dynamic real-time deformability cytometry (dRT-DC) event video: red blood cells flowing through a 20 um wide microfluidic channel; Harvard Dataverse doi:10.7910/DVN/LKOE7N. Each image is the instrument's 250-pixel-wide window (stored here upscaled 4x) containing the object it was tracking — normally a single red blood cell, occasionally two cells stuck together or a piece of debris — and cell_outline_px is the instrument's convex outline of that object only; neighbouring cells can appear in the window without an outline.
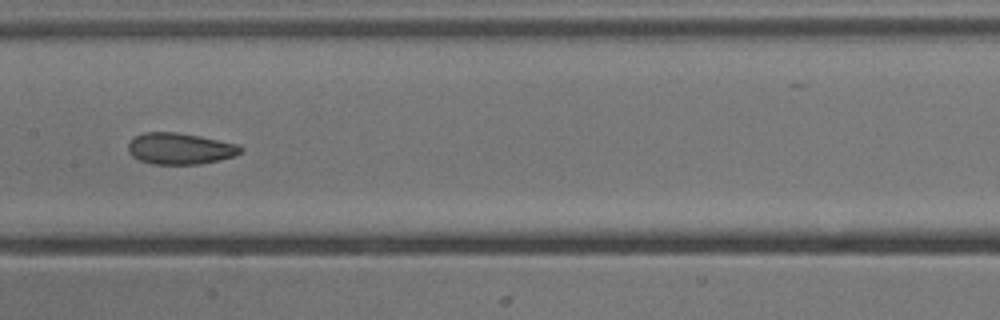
{"species": "common noctule bat (a hibernating species)", "species_latin": "Nyctalus noctula", "temperature_condition": "cold", "stored_images_in_passage": 10, "camera_frame_rate_fps": 3000, "um_per_image_px": 0.085, "animal": {"sex": "male", "body_mass_g": 13.3}, "frame": {"image": 1, "passage_image": 9, "time_ms": 9.333, "image_size_px": [1000, 320], "cell_outline_px": [[244, 148], [236, 156], [200, 164], [152, 164], [140, 160], [132, 156], [128, 152], [128, 144], [136, 136], [144, 132], [176, 132], [240, 144]], "centroid_in_image_um": [15.32, 12.63], "position_along_channel_um": 192.1, "area_um2": 20.52}}
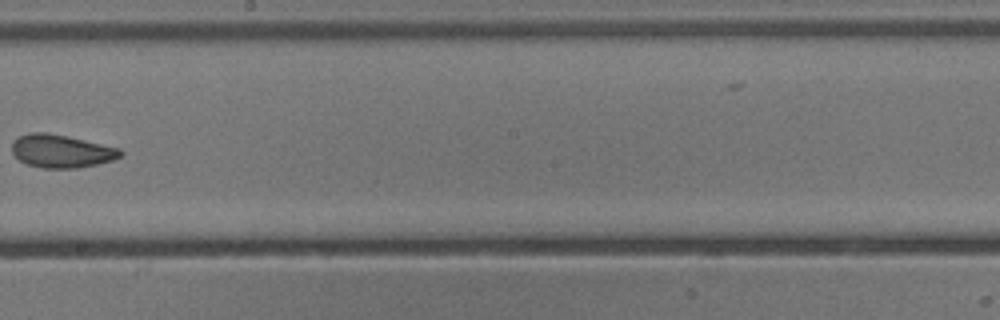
{"frame": {"image": 2, "passage_image": 10, "time_ms": 10.667, "image_size_px": [1000, 320], "cell_outline_px": [[124, 152], [120, 156], [112, 160], [96, 164], [76, 168], [40, 168], [28, 164], [20, 160], [12, 152], [12, 144], [20, 136], [28, 132], [44, 132], [68, 136], [120, 148]], "centroid_in_image_um": [5.22, 12.84], "position_along_channel_um": 243.0, "area_um2": 20.75}}